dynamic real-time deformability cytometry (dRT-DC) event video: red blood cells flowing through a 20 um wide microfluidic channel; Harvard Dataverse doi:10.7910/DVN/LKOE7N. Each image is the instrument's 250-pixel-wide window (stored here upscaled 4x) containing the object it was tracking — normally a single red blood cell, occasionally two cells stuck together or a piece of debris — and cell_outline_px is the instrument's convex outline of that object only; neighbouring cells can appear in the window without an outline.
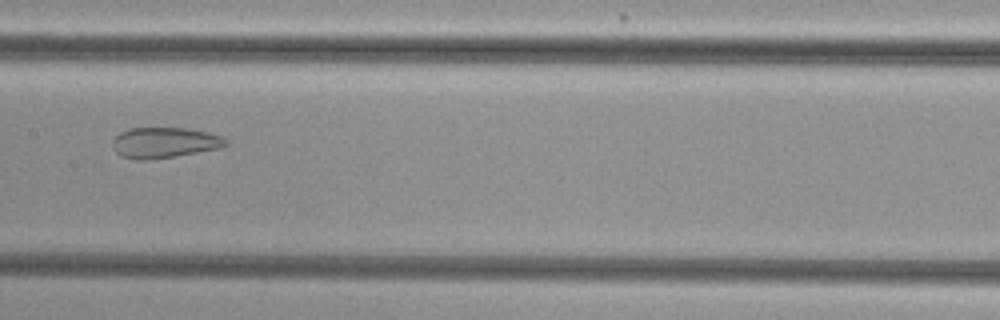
{"species": "common noctule bat (a hibernating species)", "species_latin": "Nyctalus noctula", "temperature_condition": "cold", "stored_images_in_passage": 54, "camera_frame_rate_fps": 3000, "um_per_image_px": 0.085, "animal": {"sex": "female", "body_mass_g": 29.2, "forearm_length_mm": 56.3}, "frame": {"image": 1, "passage_image": 28, "time_ms": 9.0, "image_size_px": [1000, 320], "cell_outline_px": [[228, 144], [220, 148], [148, 160], [136, 160], [120, 156], [112, 148], [112, 140], [120, 132], [132, 128], [188, 128], [208, 132], [220, 136], [228, 140]], "centroid_in_image_um": [13.95, 12.12], "position_along_channel_um": 193.5, "area_um2": 20.17}}
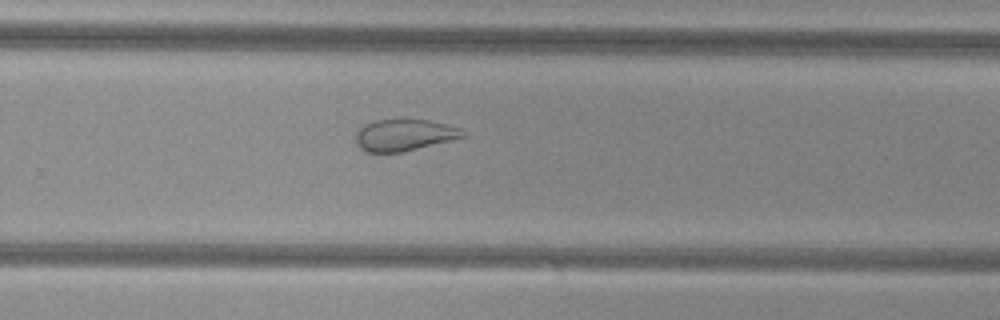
{"frame": {"image": 2, "passage_image": 36, "time_ms": 11.667, "image_size_px": [1000, 320], "cell_outline_px": [[468, 136], [452, 140], [400, 152], [368, 152], [360, 148], [356, 144], [356, 132], [364, 124], [376, 120], [428, 120], [460, 128], [468, 132]], "centroid_in_image_um": [34.38, 11.48], "position_along_channel_um": 295.4, "area_um2": 19.59}}
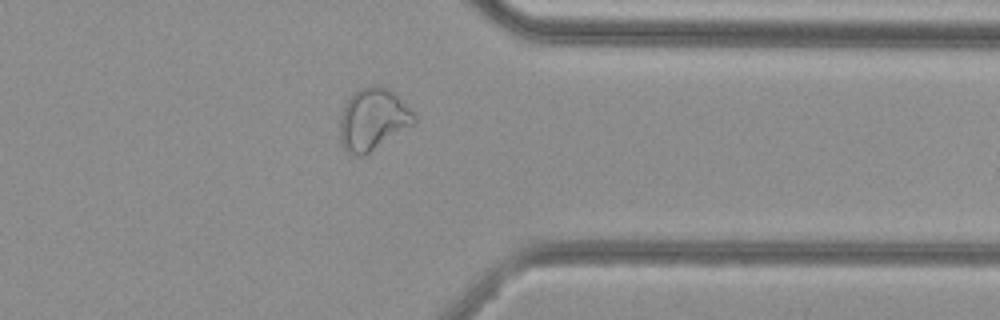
{"frame": {"image": 3, "passage_image": 43, "time_ms": 14.0, "image_size_px": [1000, 320], "cell_outline_px": [[416, 124], [364, 156], [356, 156], [348, 152], [340, 144], [340, 120], [344, 104], [360, 88], [368, 84], [380, 84], [392, 92], [416, 116]], "centroid_in_image_um": [31.69, 10.16], "position_along_channel_um": 379.7, "area_um2": 26.82}, "authors_computed_cell_mechanics": {"area_um2": 28.4954, "velocity_mm_per_s": 3.8326, "shape_relaxation_time_tau1_ms": null, "shape_relaxation_time_tau2_ms": 1.4706, "deformation_change_tau1": null, "deformation_change_tau2": 0.0837}}